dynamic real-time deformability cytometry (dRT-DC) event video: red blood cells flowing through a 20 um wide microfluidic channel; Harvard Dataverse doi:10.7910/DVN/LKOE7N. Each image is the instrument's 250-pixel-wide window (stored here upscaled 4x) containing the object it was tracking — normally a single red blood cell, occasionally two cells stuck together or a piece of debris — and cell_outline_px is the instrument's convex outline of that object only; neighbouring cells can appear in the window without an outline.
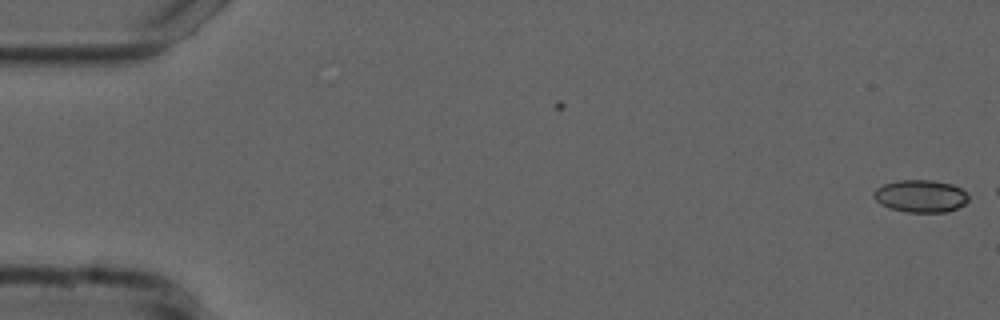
{"species": "common noctule bat (a hibernating species)", "species_latin": "Nyctalus noctula", "temperature_condition": "cold", "stored_images_in_passage": 2, "camera_frame_rate_fps": 3000, "um_per_image_px": 0.085, "animal": {"sex": "male", "forearm_length_mm": 52.5}, "frame": {"image": 1, "passage_image": 2, "time_ms": 0.333, "image_size_px": [1000, 320], "cell_outline_px": [[968, 200], [964, 204], [948, 212], [908, 212], [888, 208], [880, 204], [872, 196], [872, 192], [876, 188], [884, 184], [896, 180], [936, 180], [952, 184], [968, 192]], "centroid_in_image_um": [78.24, 16.66], "position_along_channel_um": 6.8, "area_um2": 18.15}}